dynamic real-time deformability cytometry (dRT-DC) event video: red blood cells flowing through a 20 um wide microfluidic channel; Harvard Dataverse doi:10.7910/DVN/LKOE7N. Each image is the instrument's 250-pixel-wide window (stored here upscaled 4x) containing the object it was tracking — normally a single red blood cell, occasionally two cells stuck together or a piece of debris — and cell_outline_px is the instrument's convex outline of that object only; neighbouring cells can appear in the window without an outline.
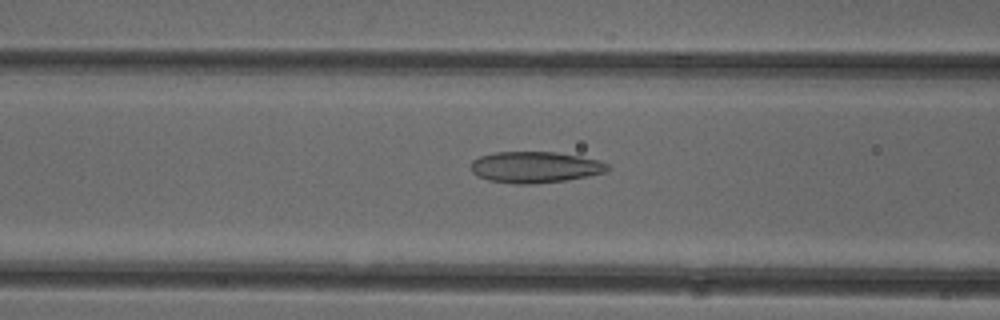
{"species": "common noctule bat (a hibernating species)", "species_latin": "Nyctalus noctula", "temperature_condition": "cold", "stored_images_in_passage": 45, "camera_frame_rate_fps": 3000, "um_per_image_px": 0.085, "animal": {"sex": "female"}, "frame": {"image": 1, "passage_image": 20, "time_ms": 6.333, "image_size_px": [1000, 320], "cell_outline_px": [[608, 172], [568, 180], [536, 184], [512, 184], [488, 180], [476, 176], [472, 172], [472, 160], [480, 156], [496, 152], [556, 152], [580, 156], [596, 160], [608, 164]], "centroid_in_image_um": [45.47, 14.22], "position_along_channel_um": 121.1, "area_um2": 25.03}}
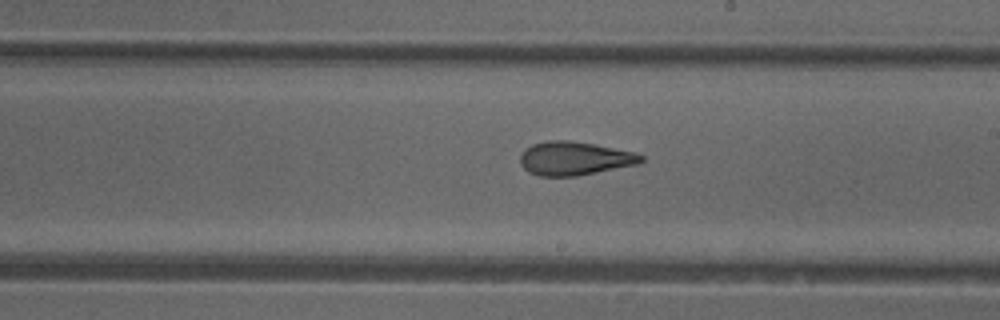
{"frame": {"image": 2, "passage_image": 29, "time_ms": 9.333, "image_size_px": [1000, 320], "cell_outline_px": [[644, 160], [636, 164], [576, 176], [540, 176], [528, 172], [520, 164], [520, 156], [524, 148], [532, 144], [548, 140], [568, 140], [592, 144], [636, 152], [644, 156]], "centroid_in_image_um": [48.79, 13.46], "position_along_channel_um": 240.2, "area_um2": 23.58}}
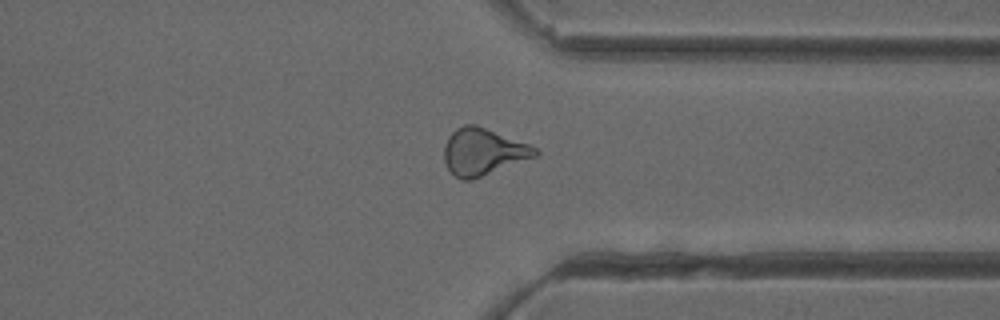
{"frame": {"image": 3, "passage_image": 39, "time_ms": 12.667, "image_size_px": [1000, 320], "cell_outline_px": [[540, 152], [536, 156], [472, 180], [460, 180], [448, 168], [444, 160], [444, 148], [448, 136], [456, 128], [464, 124], [476, 124], [528, 144], [536, 148]], "centroid_in_image_um": [41.04, 12.9], "position_along_channel_um": 370.4, "area_um2": 24.68}, "authors_computed_cell_mechanics": {"area_um2": 24.565, "velocity_mm_per_s": 3.9661, "shape_relaxation_time_tau1_ms": 9.2482, "shape_relaxation_time_tau2_ms": 1.9018, "deformation_change_tau1": 0.2071, "deformation_change_tau2": 0.1094}}